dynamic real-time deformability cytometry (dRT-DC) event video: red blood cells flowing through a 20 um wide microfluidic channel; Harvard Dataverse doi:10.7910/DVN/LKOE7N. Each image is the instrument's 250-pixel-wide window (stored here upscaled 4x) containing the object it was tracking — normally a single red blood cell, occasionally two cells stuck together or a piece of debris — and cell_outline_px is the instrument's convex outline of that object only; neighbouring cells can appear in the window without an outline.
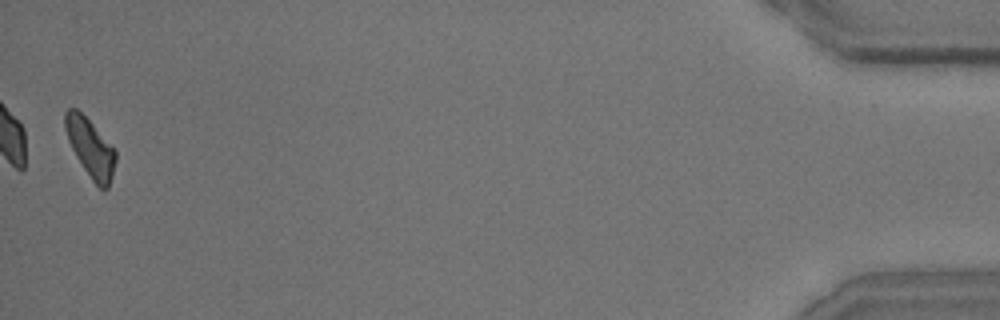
{"species": "common noctule bat (a hibernating species)", "species_latin": "Nyctalus noctula", "temperature_condition": "room temperature", "stored_images_in_passage": 39, "camera_frame_rate_fps": 3000, "um_per_image_px": 0.085, "animal": {"sex": "male", "body_mass_g": 15.6}, "frame": {"image": 1, "passage_image": 39, "time_ms": 12.667, "image_size_px": [1000, 320], "cell_outline_px": [[116, 160], [112, 176], [108, 188], [104, 192], [92, 180], [84, 168], [72, 148], [68, 140], [64, 128], [64, 112], [68, 108], [76, 108], [92, 124], [116, 152]], "centroid_in_image_um": [7.67, 12.57], "position_along_channel_um": 427.5, "area_um2": 16.76}, "authors_computed_cell_mechanics": {"area_um2": 18.0336, "velocity_mm_per_s": 3.6682, "shape_relaxation_time_tau1_ms": 3.363, "shape_relaxation_time_tau2_ms": 8.3023, "deformation_change_tau1": 0.1195, "deformation_change_tau2": 0.1689}}